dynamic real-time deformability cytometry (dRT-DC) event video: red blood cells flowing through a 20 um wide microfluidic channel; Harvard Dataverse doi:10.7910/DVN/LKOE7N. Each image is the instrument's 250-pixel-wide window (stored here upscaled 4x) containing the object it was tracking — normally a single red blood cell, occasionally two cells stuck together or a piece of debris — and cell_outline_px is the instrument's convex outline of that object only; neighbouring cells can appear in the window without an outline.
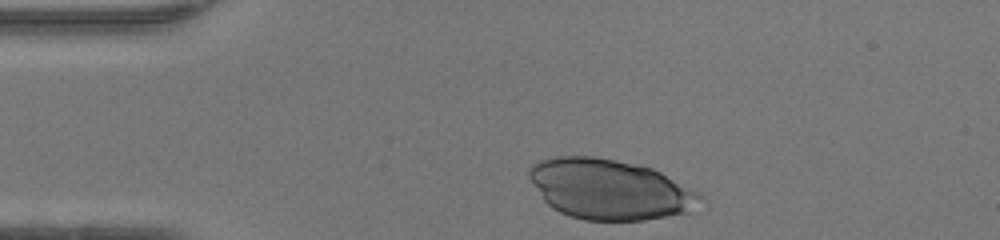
{"species": "human", "species_latin": "Homo sapiens", "temperature_condition": "warm", "stored_images_in_passage": 31, "camera_frame_rate_fps": 3000, "um_per_image_px": 0.085, "donor": {"sex": "female"}, "frame": {"image": 1, "passage_image": 1, "time_ms": 0.0, "image_size_px": [1000, 240], "cell_outline_px": [[704, 196], [688, 212], [644, 220], [584, 220], [568, 216], [552, 208], [544, 200], [528, 176], [528, 168], [532, 164], [540, 160], [552, 156], [592, 156], [640, 164], [652, 168], [700, 192]], "centroid_in_image_um": [51.8, 16.08], "position_along_channel_um": 33.2, "area_um2": 60.0}}